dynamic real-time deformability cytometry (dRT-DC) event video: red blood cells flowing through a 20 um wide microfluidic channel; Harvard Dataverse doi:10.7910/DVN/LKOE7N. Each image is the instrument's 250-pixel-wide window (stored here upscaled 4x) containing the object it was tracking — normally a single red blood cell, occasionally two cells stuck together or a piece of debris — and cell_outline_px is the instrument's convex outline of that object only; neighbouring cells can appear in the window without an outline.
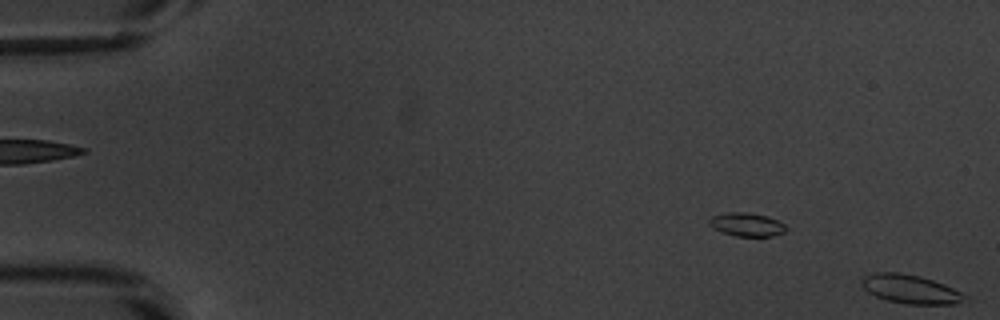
{"species": "common noctule bat (a hibernating species)", "species_latin": "Nyctalus noctula", "temperature_condition": "warm", "stored_images_in_passage": 8, "segment_of_instrument_passage": [2, 2], "camera_frame_rate_fps": 3000, "um_per_image_px": 0.085, "animal": {"sex": "male", "body_mass_g": 20.1, "forearm_length_mm": 53.5}, "frame": {"image": 1, "passage_image": 8, "time_ms": 2.333, "image_size_px": [1000, 320], "cell_outline_px": [[972, 300], [956, 304], [908, 304], [888, 300], [876, 296], [868, 292], [860, 284], [860, 280], [864, 276], [876, 272], [900, 272], [920, 276], [944, 284], [968, 296]], "centroid_in_image_um": [77.42, 24.58], "position_along_channel_um": 7.6, "area_um2": 17.46}}